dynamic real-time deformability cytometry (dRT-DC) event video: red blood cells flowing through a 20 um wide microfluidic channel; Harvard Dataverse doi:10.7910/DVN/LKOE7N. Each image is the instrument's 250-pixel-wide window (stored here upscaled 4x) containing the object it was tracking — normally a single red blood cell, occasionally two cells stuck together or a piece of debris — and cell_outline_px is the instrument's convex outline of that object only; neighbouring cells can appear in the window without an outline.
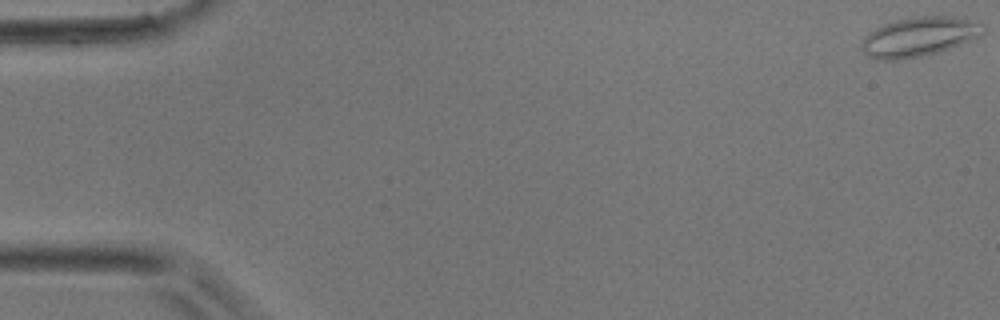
{"species": "common noctule bat (a hibernating species)", "species_latin": "Nyctalus noctula", "temperature_condition": "room temperature", "stored_images_in_passage": 3, "camera_frame_rate_fps": 3000, "um_per_image_px": 0.085, "animal": {"sex": "male", "body_mass_g": 17.9}, "frame": {"image": 1, "passage_image": 1, "time_ms": 0.0, "image_size_px": [1000, 320], "cell_outline_px": [[984, 32], [980, 36], [948, 48], [936, 52], [920, 56], [896, 60], [876, 60], [868, 56], [864, 52], [860, 44], [864, 36], [868, 32], [880, 24], [896, 20], [916, 16], [952, 16], [984, 24]], "centroid_in_image_um": [78.05, 3.11], "position_along_channel_um": 7.0, "area_um2": 27.8}}